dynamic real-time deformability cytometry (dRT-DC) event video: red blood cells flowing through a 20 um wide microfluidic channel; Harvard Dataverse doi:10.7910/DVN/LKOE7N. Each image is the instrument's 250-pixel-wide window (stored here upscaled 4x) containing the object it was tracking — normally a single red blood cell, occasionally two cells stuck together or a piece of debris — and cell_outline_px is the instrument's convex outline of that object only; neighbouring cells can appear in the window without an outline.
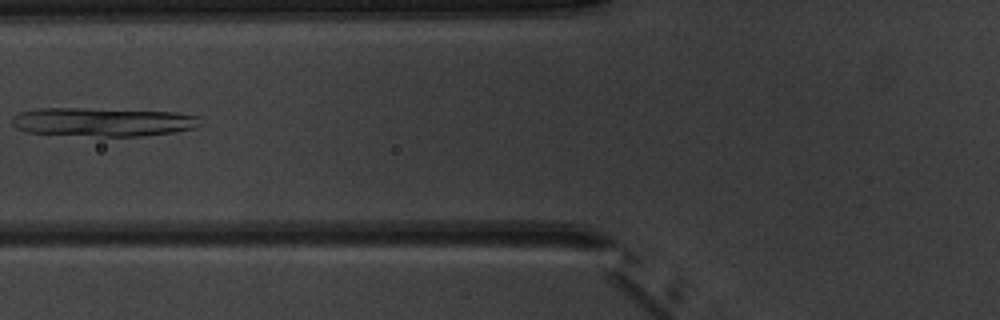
{"species": "common noctule bat (a hibernating species)", "species_latin": "Nyctalus noctula", "temperature_condition": "warm", "stored_images_in_passage": 6, "camera_frame_rate_fps": 3000, "um_per_image_px": 0.085, "animal": {"sex": "male", "body_mass_g": 20.1, "forearm_length_mm": 53.5}, "frame": {"image": 1, "passage_image": 5, "time_ms": 4.667, "image_size_px": [1000, 320], "cell_outline_px": [[200, 124], [196, 128], [172, 132], [144, 136], [100, 136], [28, 132], [16, 128], [12, 124], [12, 116], [20, 112], [36, 108], [80, 108], [176, 112], [200, 116]], "centroid_in_image_um": [8.75, 10.36], "position_along_channel_um": 117.0, "area_um2": 31.44}}
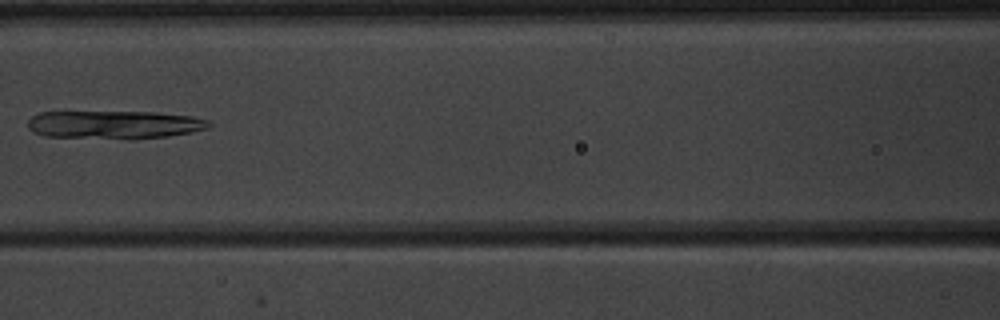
{"frame": {"image": 2, "passage_image": 6, "time_ms": 5.667, "image_size_px": [1000, 320], "cell_outline_px": [[212, 124], [208, 128], [192, 132], [168, 136], [132, 140], [128, 140], [44, 136], [32, 132], [28, 128], [28, 120], [32, 116], [40, 112], [156, 112], [192, 116], [208, 120]], "centroid_in_image_um": [9.72, 10.61], "position_along_channel_um": 156.9, "area_um2": 30.29}}